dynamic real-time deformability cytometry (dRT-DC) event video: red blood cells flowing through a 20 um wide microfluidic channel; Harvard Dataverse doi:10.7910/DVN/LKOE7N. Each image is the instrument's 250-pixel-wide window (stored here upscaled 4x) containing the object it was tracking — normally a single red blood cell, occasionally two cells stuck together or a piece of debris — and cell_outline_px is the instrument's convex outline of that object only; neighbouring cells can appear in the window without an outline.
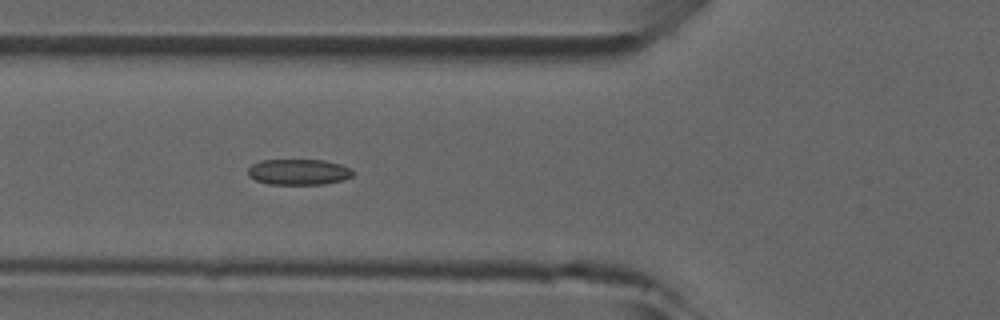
{"species": "common noctule bat (a hibernating species)", "species_latin": "Nyctalus noctula", "temperature_condition": "room temperature", "stored_images_in_passage": 7, "camera_frame_rate_fps": 3000, "um_per_image_px": 0.085, "animal": {"sex": "male", "forearm_length_mm": 52.5}, "frame": {"image": 1, "passage_image": 5, "time_ms": 4.333, "image_size_px": [1000, 320], "cell_outline_px": [[356, 172], [352, 176], [344, 180], [324, 184], [268, 184], [256, 180], [248, 176], [248, 168], [252, 164], [260, 160], [324, 160], [340, 164]], "centroid_in_image_um": [25.38, 14.62], "position_along_channel_um": 100.4, "area_um2": 15.84}}
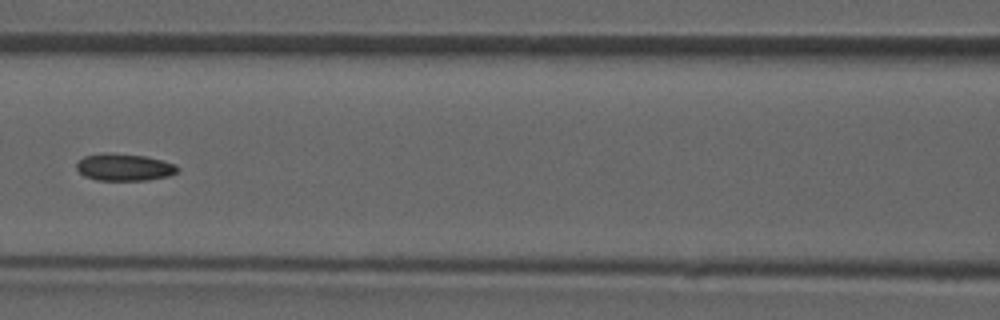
{"frame": {"image": 2, "passage_image": 6, "time_ms": 5.667, "image_size_px": [1000, 320], "cell_outline_px": [[180, 168], [176, 172], [168, 176], [148, 180], [96, 180], [84, 176], [76, 168], [76, 164], [84, 156], [104, 152], [108, 152], [144, 156], [176, 164]], "centroid_in_image_um": [10.54, 14.21], "position_along_channel_um": 156.1, "area_um2": 15.95}}